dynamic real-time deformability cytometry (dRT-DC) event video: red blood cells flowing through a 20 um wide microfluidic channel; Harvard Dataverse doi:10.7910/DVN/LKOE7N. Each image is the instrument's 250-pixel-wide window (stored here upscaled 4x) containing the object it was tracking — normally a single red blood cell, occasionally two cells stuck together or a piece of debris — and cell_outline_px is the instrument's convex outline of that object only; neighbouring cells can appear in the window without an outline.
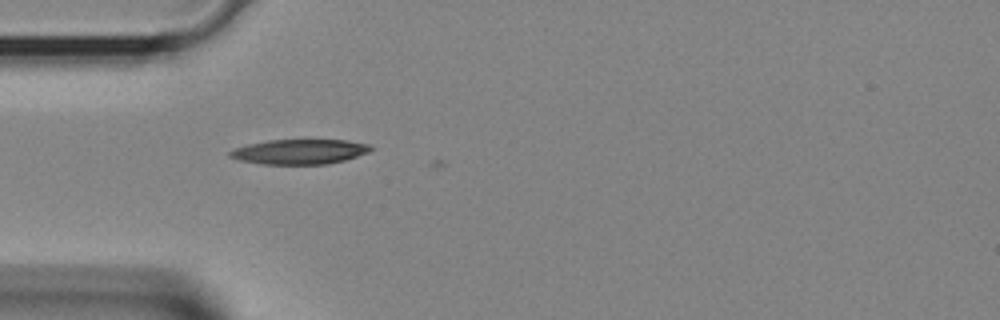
{"species": "Egyptian fruit bat (a non-hibernating species)", "species_latin": "Rousettus aegyptiacus", "temperature_condition": "room temperature", "stored_images_in_passage": 21, "camera_frame_rate_fps": 3000, "um_per_image_px": 0.085, "animal": {"sex": "female"}, "frame": {"image": 1, "passage_image": 1, "time_ms": 0.0, "image_size_px": [1000, 320], "cell_outline_px": [[372, 148], [368, 152], [344, 160], [328, 164], [260, 164], [240, 160], [228, 156], [228, 152], [232, 148], [248, 144], [268, 140], [348, 140], [368, 144]], "centroid_in_image_um": [25.41, 12.89], "position_along_channel_um": 59.6, "area_um2": 20.4}}
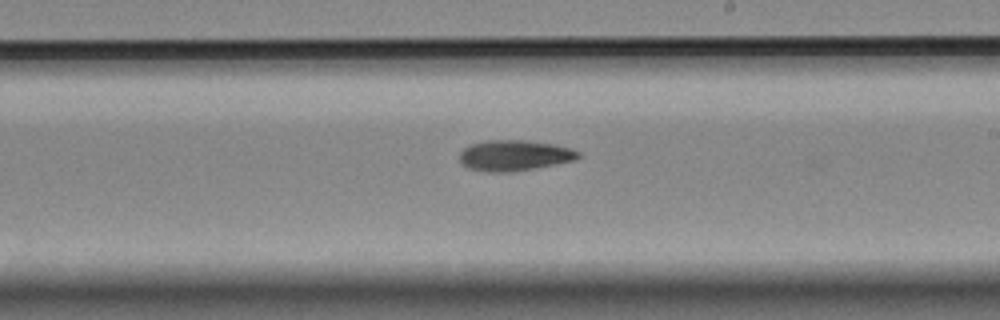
{"frame": {"image": 2, "passage_image": 12, "time_ms": 3.667, "image_size_px": [1000, 320], "cell_outline_px": [[584, 156], [576, 160], [536, 168], [508, 172], [488, 172], [468, 168], [460, 164], [460, 152], [464, 148], [472, 144], [488, 140], [524, 140], [556, 144], [572, 148], [580, 152]], "centroid_in_image_um": [43.77, 13.21], "position_along_channel_um": 245.2, "area_um2": 21.5}}
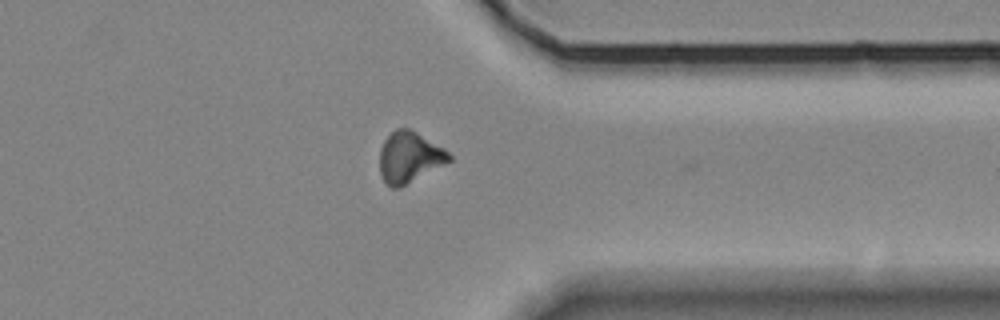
{"frame": {"image": 3, "passage_image": 20, "time_ms": 6.333, "image_size_px": [1000, 320], "cell_outline_px": [[452, 160], [400, 188], [392, 188], [384, 180], [380, 172], [380, 148], [384, 140], [396, 128], [408, 128], [416, 132], [444, 148], [452, 156]], "centroid_in_image_um": [34.8, 13.37], "position_along_channel_um": 376.6, "area_um2": 20.46}}